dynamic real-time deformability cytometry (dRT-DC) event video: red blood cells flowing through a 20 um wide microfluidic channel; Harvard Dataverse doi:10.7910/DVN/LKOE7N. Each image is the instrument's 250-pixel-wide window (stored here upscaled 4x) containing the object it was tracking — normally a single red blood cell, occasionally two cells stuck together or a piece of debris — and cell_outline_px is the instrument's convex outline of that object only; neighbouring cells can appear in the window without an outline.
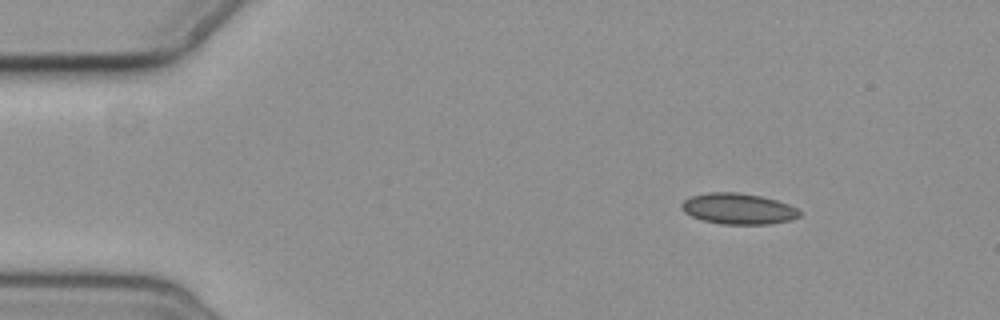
{"species": "common noctule bat (a hibernating species)", "species_latin": "Nyctalus noctula", "temperature_condition": "cold", "stored_images_in_passage": 9, "camera_frame_rate_fps": 3000, "um_per_image_px": 0.085, "animal": {"sex": "female", "body_mass_g": 19.3, "forearm_length_mm": 54.1}, "frame": {"image": 1, "passage_image": 1, "time_ms": 0.0, "image_size_px": [1000, 320], "cell_outline_px": [[800, 216], [792, 220], [772, 224], [724, 224], [704, 220], [692, 216], [684, 212], [680, 208], [680, 204], [684, 200], [692, 196], [708, 192], [736, 192], [760, 196], [776, 200], [788, 204], [796, 208], [800, 212]], "centroid_in_image_um": [62.75, 17.74], "position_along_channel_um": 22.2, "area_um2": 21.21}}
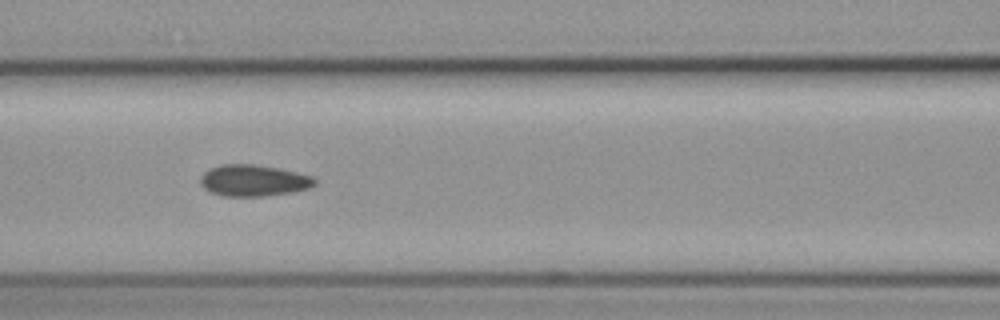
{"frame": {"image": 2, "passage_image": 6, "time_ms": 5.667, "image_size_px": [1000, 320], "cell_outline_px": [[316, 184], [308, 188], [292, 192], [264, 196], [224, 196], [212, 192], [204, 188], [200, 184], [200, 176], [208, 168], [220, 164], [252, 164], [280, 168], [312, 176], [316, 180]], "centroid_in_image_um": [21.53, 15.33], "position_along_channel_um": 145.1, "area_um2": 21.04}}
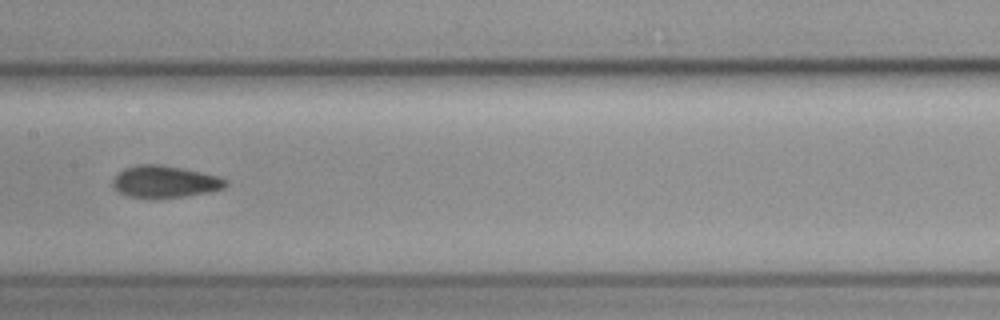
{"frame": {"image": 3, "passage_image": 7, "time_ms": 7.0, "image_size_px": [1000, 320], "cell_outline_px": [[228, 184], [224, 188], [212, 192], [184, 196], [148, 200], [128, 196], [120, 192], [112, 184], [112, 180], [116, 172], [124, 168], [136, 164], [160, 164], [200, 172], [216, 176], [228, 180]], "centroid_in_image_um": [13.97, 15.46], "position_along_channel_um": 193.4, "area_um2": 21.44}}